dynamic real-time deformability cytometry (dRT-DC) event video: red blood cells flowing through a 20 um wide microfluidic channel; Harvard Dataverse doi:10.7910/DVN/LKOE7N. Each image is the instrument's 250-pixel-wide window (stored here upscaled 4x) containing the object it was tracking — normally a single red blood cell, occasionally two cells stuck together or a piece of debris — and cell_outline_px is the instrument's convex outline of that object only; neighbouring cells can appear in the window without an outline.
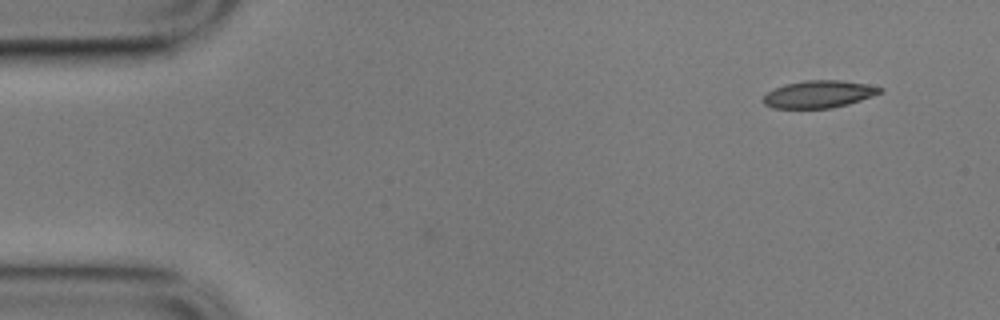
{"species": "common noctule bat (a hibernating species)", "species_latin": "Nyctalus noctula", "temperature_condition": "cold", "stored_images_in_passage": 2, "camera_frame_rate_fps": 3000, "um_per_image_px": 0.085, "animal": {"sex": "male", "body_mass_g": 17.9}, "frame": {"image": 1, "passage_image": 2, "time_ms": 0.333, "image_size_px": [1000, 320], "cell_outline_px": [[884, 92], [848, 104], [832, 108], [772, 108], [764, 104], [760, 100], [768, 92], [784, 84], [804, 80], [840, 80], [864, 84], [884, 88]], "centroid_in_image_um": [69.58, 8.01], "position_along_channel_um": 15.4, "area_um2": 18.61}}